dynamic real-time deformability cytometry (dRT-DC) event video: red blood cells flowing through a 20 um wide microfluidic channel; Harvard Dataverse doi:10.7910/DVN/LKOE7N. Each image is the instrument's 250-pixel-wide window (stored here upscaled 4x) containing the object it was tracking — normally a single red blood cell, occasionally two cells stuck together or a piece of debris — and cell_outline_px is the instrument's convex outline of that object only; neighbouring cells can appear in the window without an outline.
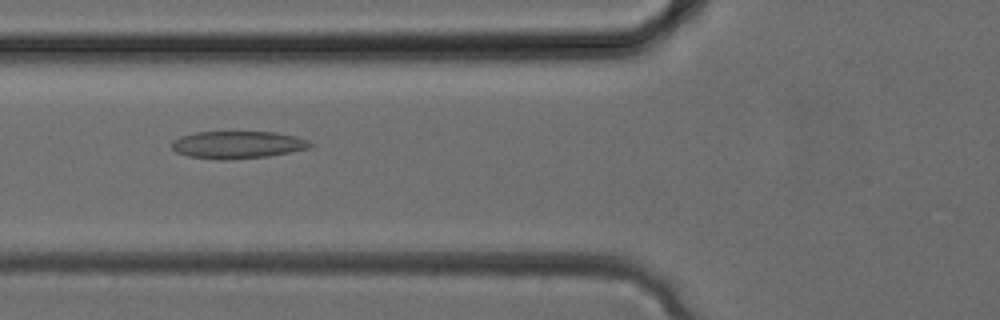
{"species": "common noctule bat (a hibernating species)", "species_latin": "Nyctalus noctula", "temperature_condition": "cold", "stored_images_in_passage": 32, "camera_frame_rate_fps": 3000, "um_per_image_px": 0.085, "animal": {"sex": "female", "body_mass_g": 24.6, "forearm_length_mm": 56.2}, "frame": {"image": 1, "passage_image": 12, "time_ms": 3.667, "image_size_px": [1000, 320], "cell_outline_px": [[312, 144], [308, 148], [268, 156], [228, 160], [216, 160], [188, 156], [176, 152], [172, 148], [172, 140], [180, 136], [196, 132], [276, 132], [296, 136], [308, 140]], "centroid_in_image_um": [20.15, 12.31], "position_along_channel_um": 105.6, "area_um2": 22.14}}
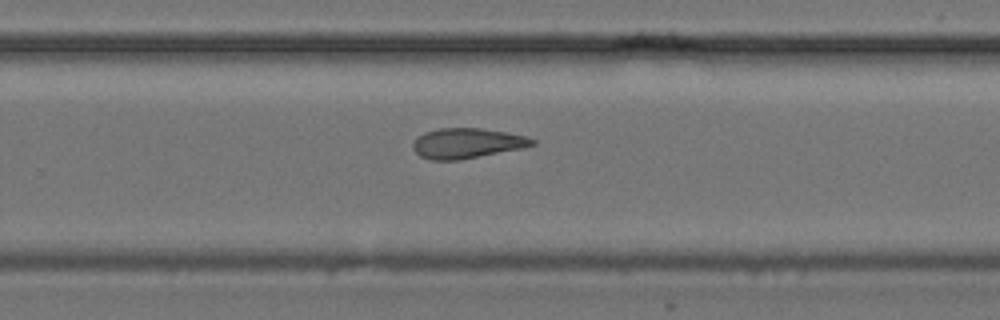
{"frame": {"image": 2, "passage_image": 21, "time_ms": 6.667, "image_size_px": [1000, 320], "cell_outline_px": [[536, 144], [524, 148], [460, 160], [432, 160], [420, 156], [412, 148], [412, 144], [416, 136], [424, 132], [440, 128], [480, 128], [504, 132], [524, 136], [536, 140]], "centroid_in_image_um": [39.67, 12.18], "position_along_channel_um": 290.1, "area_um2": 21.04}}
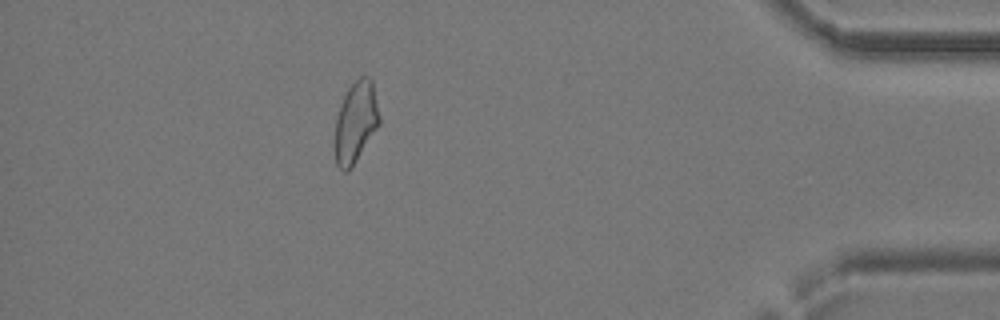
{"frame": {"image": 3, "passage_image": 29, "time_ms": 9.333, "image_size_px": [1000, 320], "cell_outline_px": [[380, 124], [352, 168], [348, 172], [344, 172], [336, 164], [332, 148], [332, 140], [336, 116], [340, 104], [348, 88], [360, 76], [368, 76], [372, 80], [380, 116]], "centroid_in_image_um": [30.19, 10.45], "position_along_channel_um": 405.0, "area_um2": 21.79}}